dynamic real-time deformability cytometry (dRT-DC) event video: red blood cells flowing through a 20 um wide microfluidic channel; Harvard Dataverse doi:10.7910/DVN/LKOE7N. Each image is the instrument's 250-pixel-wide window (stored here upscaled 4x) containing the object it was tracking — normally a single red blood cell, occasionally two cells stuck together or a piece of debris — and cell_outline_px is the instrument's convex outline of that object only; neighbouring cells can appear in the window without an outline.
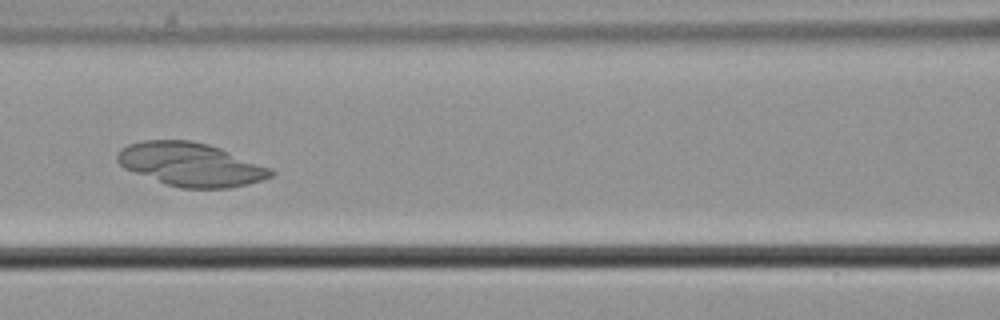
{"species": "common noctule bat (a hibernating species)", "species_latin": "Nyctalus noctula", "temperature_condition": "cold", "stored_images_in_passage": 9, "camera_frame_rate_fps": 3000, "um_per_image_px": 0.085, "animal": {"sex": "male", "body_mass_g": 21.5, "forearm_length_mm": 52.0}, "frame": {"image": 1, "passage_image": 7, "time_ms": 2.0, "image_size_px": [1000, 320], "cell_outline_px": [[276, 172], [272, 176], [248, 184], [228, 188], [180, 188], [168, 184], [124, 168], [116, 160], [116, 156], [120, 148], [128, 144], [144, 140], [192, 140], [208, 144], [220, 148], [272, 168]], "centroid_in_image_um": [16.22, 13.96], "position_along_channel_um": 150.4, "area_um2": 38.73}}